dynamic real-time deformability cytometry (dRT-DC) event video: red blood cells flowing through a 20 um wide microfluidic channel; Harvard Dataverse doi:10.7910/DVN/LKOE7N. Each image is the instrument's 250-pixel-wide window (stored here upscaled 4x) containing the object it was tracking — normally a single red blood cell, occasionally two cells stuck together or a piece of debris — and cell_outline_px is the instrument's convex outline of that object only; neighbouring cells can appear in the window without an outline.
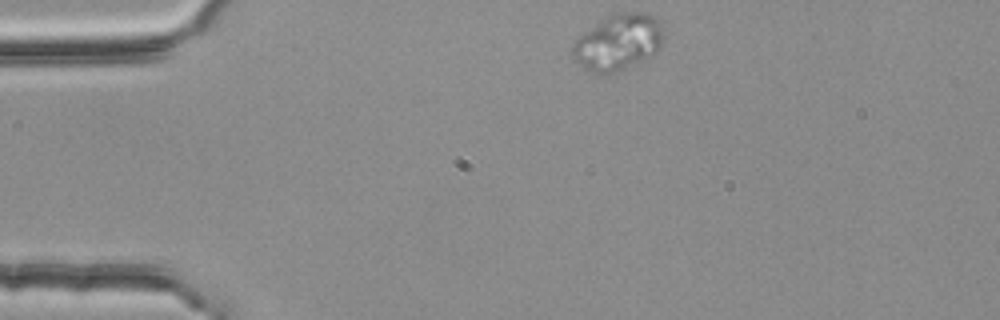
{"species": "common noctule bat (a hibernating species)", "species_latin": "Nyctalus noctula", "temperature_condition": "room temperature", "stored_images_in_passage": 46, "camera_frame_rate_fps": 3000, "um_per_image_px": 0.085, "animal": {"sex": "female", "body_mass_g": 25.1}, "frame": {"image": 1, "passage_image": 1, "time_ms": 0.0, "image_size_px": [1000, 320], "cell_outline_px": [[664, 40], [660, 48], [652, 56], [624, 72], [592, 72], [584, 68], [572, 56], [572, 48], [576, 40], [580, 36], [600, 20], [612, 12], [640, 12], [652, 16], [664, 28]], "centroid_in_image_um": [52.59, 3.6], "position_along_channel_um": 32.4, "area_um2": 29.94}}
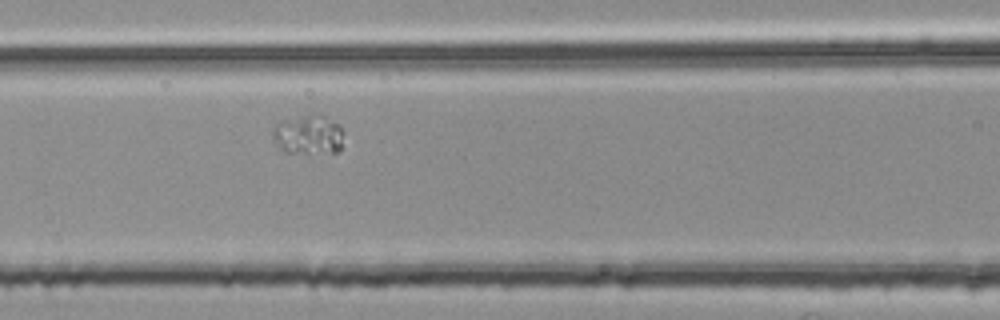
{"frame": {"image": 2, "passage_image": 14, "time_ms": 4.333, "image_size_px": [1000, 320], "cell_outline_px": [[344, 132], [340, 152], [284, 152], [280, 148], [272, 136], [272, 132], [276, 124], [280, 120], [320, 112], [340, 124]], "centroid_in_image_um": [26.25, 11.4], "position_along_channel_um": 140.3, "area_um2": 16.65}}
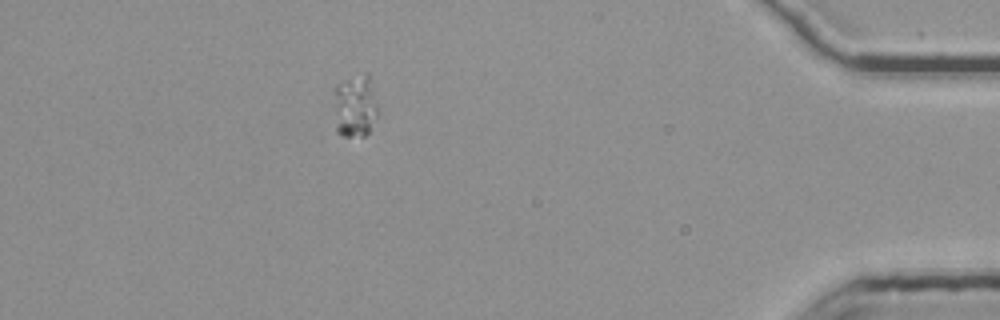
{"frame": {"image": 3, "passage_image": 40, "time_ms": 13.0, "image_size_px": [1000, 320], "cell_outline_px": [[376, 116], [368, 132], [364, 136], [340, 136], [336, 132], [332, 92], [336, 84], [364, 72], [368, 72], [376, 108]], "centroid_in_image_um": [30.1, 9.01], "position_along_channel_um": 405.1, "area_um2": 16.13}}